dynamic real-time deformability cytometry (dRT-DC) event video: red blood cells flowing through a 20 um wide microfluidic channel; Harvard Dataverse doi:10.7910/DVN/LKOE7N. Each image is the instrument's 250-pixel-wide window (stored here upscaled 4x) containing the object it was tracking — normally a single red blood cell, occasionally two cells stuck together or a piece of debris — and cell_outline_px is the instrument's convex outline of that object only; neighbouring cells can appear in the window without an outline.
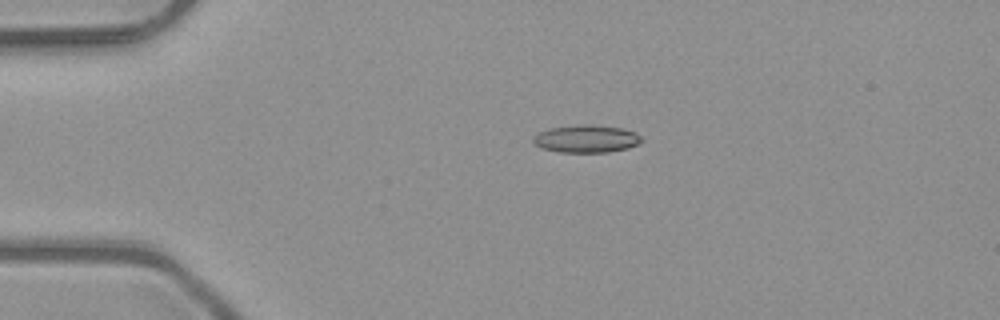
{"species": "common noctule bat (a hibernating species)", "species_latin": "Nyctalus noctula", "temperature_condition": "room temperature", "stored_images_in_passage": 4, "camera_frame_rate_fps": 3000, "um_per_image_px": 0.085, "animal": {"sex": "male", "body_mass_g": 23.1, "forearm_length_mm": 52.7}, "frame": {"image": 1, "passage_image": 3, "time_ms": 0.667, "image_size_px": [1000, 320], "cell_outline_px": [[644, 140], [628, 148], [608, 152], [560, 152], [540, 148], [532, 140], [532, 136], [540, 132], [552, 128], [580, 124], [588, 124], [620, 128], [636, 132]], "centroid_in_image_um": [49.83, 11.8], "position_along_channel_um": 35.2, "area_um2": 17.34}}